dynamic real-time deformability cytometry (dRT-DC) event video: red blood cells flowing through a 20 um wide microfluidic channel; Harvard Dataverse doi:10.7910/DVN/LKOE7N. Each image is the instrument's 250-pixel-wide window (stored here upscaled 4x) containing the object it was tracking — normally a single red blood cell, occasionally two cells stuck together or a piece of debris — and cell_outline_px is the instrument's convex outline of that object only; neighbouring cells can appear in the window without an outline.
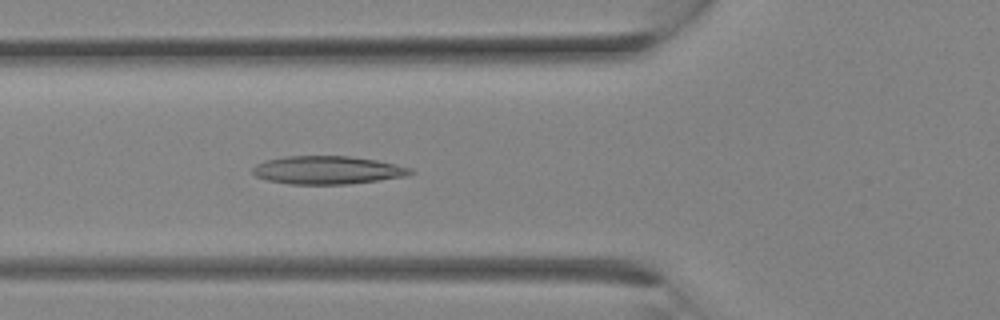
{"species": "Egyptian fruit bat (a non-hibernating species)", "species_latin": "Rousettus aegyptiacus", "temperature_condition": "room temperature", "stored_images_in_passage": 2, "camera_frame_rate_fps": 3000, "um_per_image_px": 0.085, "animal": {"sex": "female"}, "frame": {"image": 1, "passage_image": 2, "time_ms": 0.333, "image_size_px": [1000, 320], "cell_outline_px": [[416, 172], [408, 176], [348, 184], [288, 184], [268, 180], [256, 176], [252, 172], [252, 168], [256, 164], [264, 160], [284, 156], [352, 156], [376, 160], [396, 164], [412, 168]], "centroid_in_image_um": [27.85, 14.45], "position_along_channel_um": 97.9, "area_um2": 26.07}}